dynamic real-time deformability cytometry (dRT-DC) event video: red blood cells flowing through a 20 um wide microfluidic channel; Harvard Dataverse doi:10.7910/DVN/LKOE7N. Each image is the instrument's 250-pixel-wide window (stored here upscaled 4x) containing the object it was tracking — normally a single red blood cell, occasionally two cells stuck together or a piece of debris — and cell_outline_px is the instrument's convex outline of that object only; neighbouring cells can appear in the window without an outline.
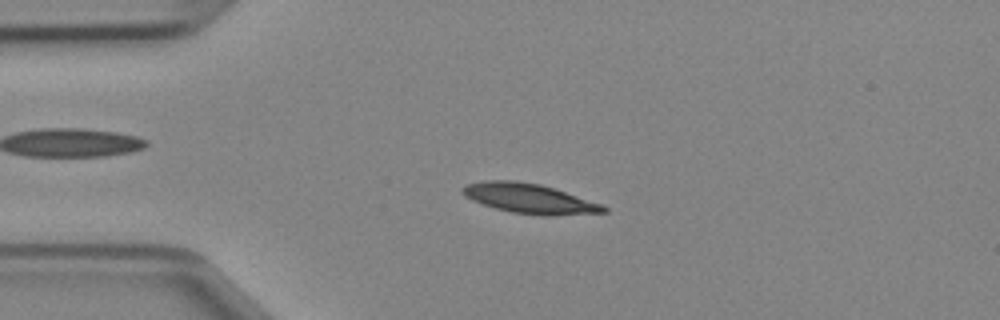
{"species": "Egyptian fruit bat (a non-hibernating species)", "species_latin": "Rousettus aegyptiacus", "temperature_condition": "cold", "stored_images_in_passage": 46, "camera_frame_rate_fps": 3000, "um_per_image_px": 0.085, "animal": {"sex": "female"}, "frame": {"image": 1, "passage_image": 10, "time_ms": 3.0, "image_size_px": [1000, 320], "cell_outline_px": [[608, 212], [552, 216], [544, 216], [512, 212], [496, 208], [472, 200], [464, 196], [460, 192], [460, 188], [464, 184], [484, 180], [516, 180], [540, 184], [604, 204], [608, 208]], "centroid_in_image_um": [45.0, 16.87], "position_along_channel_um": 40.0, "area_um2": 24.74}}
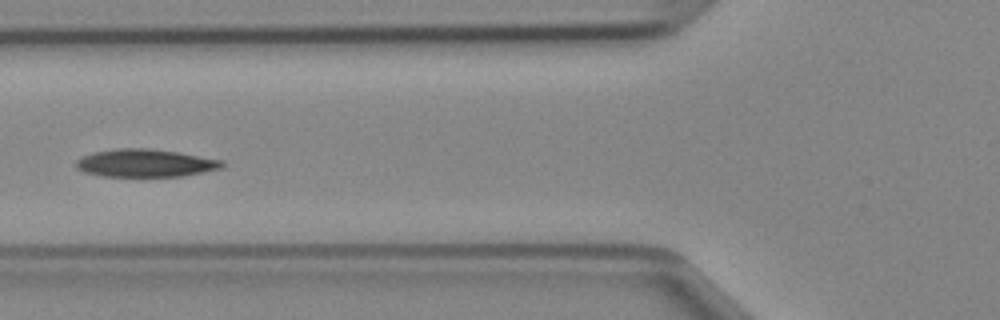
{"frame": {"image": 2, "passage_image": 17, "time_ms": 5.333, "image_size_px": [1000, 320], "cell_outline_px": [[224, 168], [184, 176], [100, 176], [84, 172], [76, 168], [76, 160], [80, 156], [92, 152], [116, 148], [148, 148], [176, 152], [224, 160]], "centroid_in_image_um": [12.34, 13.86], "position_along_channel_um": 113.5, "area_um2": 23.87}}
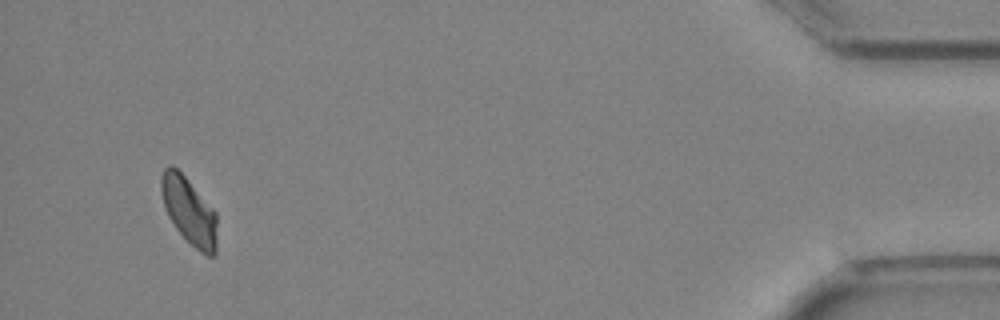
{"frame": {"image": 3, "passage_image": 44, "time_ms": 14.333, "image_size_px": [1000, 320], "cell_outline_px": [[216, 252], [212, 256], [208, 256], [200, 252], [176, 228], [168, 216], [160, 192], [160, 176], [164, 168], [168, 164], [172, 164], [184, 176], [216, 212]], "centroid_in_image_um": [16.04, 17.9], "position_along_channel_um": 419.2, "area_um2": 21.56}}